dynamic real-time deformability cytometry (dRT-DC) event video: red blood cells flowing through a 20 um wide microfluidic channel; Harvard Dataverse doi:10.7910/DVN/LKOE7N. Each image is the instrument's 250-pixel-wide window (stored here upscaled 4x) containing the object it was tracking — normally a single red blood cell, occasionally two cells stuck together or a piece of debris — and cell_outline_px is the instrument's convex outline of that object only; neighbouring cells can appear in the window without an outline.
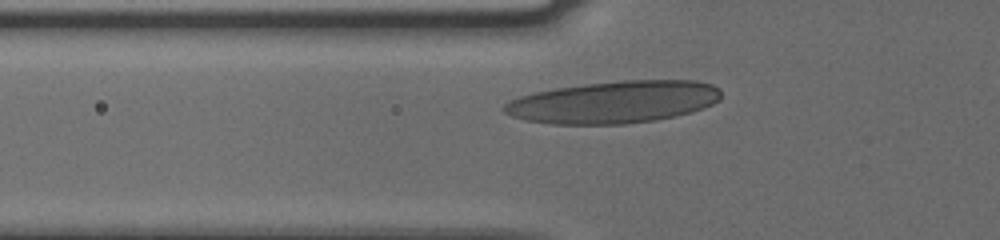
{"species": "human", "species_latin": "Homo sapiens", "temperature_condition": "cold", "stored_images_in_passage": 4, "camera_frame_rate_fps": 3000, "um_per_image_px": 0.085, "donor": {"sex": "male"}, "frame": {"image": 1, "passage_image": 3, "time_ms": 0.667, "image_size_px": [1000, 240], "cell_outline_px": [[720, 100], [704, 108], [692, 112], [676, 116], [652, 120], [624, 124], [552, 124], [528, 120], [512, 116], [504, 112], [500, 108], [508, 100], [520, 96], [536, 92], [556, 88], [584, 84], [620, 80], [696, 80], [712, 84], [720, 88]], "centroid_in_image_um": [52.19, 8.67], "position_along_channel_um": 73.6, "area_um2": 53.47}}